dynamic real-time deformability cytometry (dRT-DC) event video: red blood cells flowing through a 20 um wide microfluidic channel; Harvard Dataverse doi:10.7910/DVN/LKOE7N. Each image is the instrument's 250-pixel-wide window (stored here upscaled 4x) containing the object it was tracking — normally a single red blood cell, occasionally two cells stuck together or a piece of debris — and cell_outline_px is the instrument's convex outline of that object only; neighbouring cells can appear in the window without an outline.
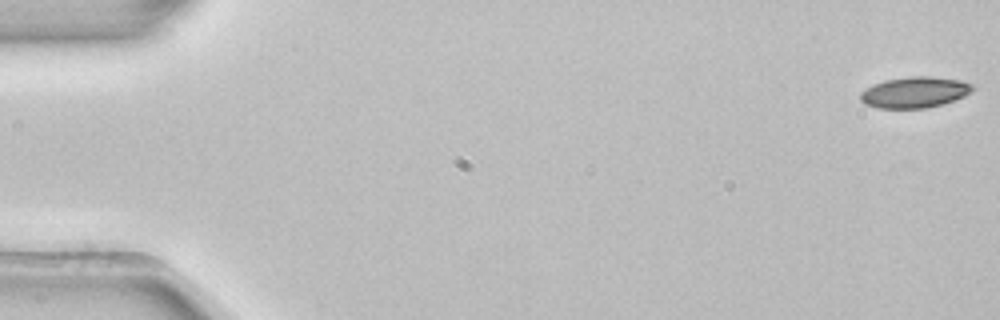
{"species": "common noctule bat (a hibernating species)", "species_latin": "Nyctalus noctula", "temperature_condition": "room temperature", "stored_images_in_passage": 6, "camera_frame_rate_fps": 3000, "um_per_image_px": 0.085, "animal": {"sex": "female", "body_mass_g": 22.7, "forearm_length_mm": 54.2}, "frame": {"image": 1, "passage_image": 1, "time_ms": 0.0, "image_size_px": [1000, 320], "cell_outline_px": [[976, 88], [964, 96], [944, 104], [924, 108], [876, 108], [864, 104], [860, 100], [860, 92], [864, 88], [872, 84], [884, 80], [908, 76], [928, 76], [960, 80], [972, 84]], "centroid_in_image_um": [77.71, 7.84], "position_along_channel_um": 7.3, "area_um2": 20.52}}
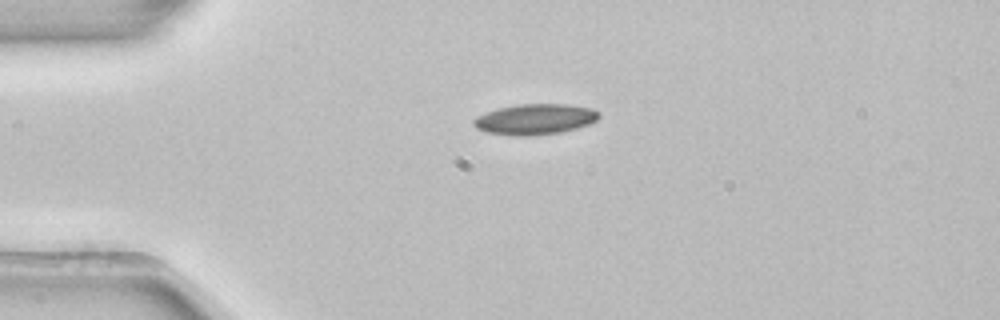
{"frame": {"image": 2, "passage_image": 4, "time_ms": 1.0, "image_size_px": [1000, 320], "cell_outline_px": [[600, 116], [596, 120], [588, 124], [576, 128], [560, 132], [532, 136], [516, 136], [488, 132], [476, 128], [472, 124], [472, 120], [476, 116], [500, 108], [520, 104], [568, 104], [592, 108], [600, 112]], "centroid_in_image_um": [45.49, 10.13], "position_along_channel_um": 39.5, "area_um2": 22.31}}